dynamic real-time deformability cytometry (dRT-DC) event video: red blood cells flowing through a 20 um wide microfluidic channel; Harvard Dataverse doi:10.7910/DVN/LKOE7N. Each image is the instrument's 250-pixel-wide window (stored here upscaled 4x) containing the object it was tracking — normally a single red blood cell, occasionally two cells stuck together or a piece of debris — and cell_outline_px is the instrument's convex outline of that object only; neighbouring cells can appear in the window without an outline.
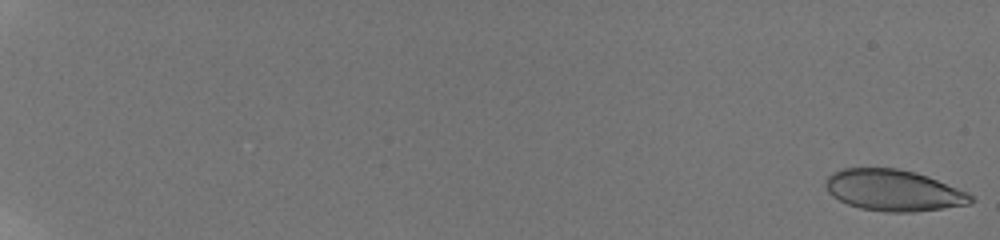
{"species": "human", "species_latin": "Homo sapiens", "temperature_condition": "room temperature", "stored_images_in_passage": 10, "camera_frame_rate_fps": 3000, "um_per_image_px": 0.085, "donor": {"sex": "male"}, "frame": {"image": 1, "passage_image": 1, "time_ms": 0.0, "image_size_px": [1000, 240], "cell_outline_px": [[976, 200], [968, 204], [912, 212], [884, 212], [860, 208], [848, 204], [832, 196], [828, 192], [824, 184], [824, 180], [832, 172], [840, 168], [896, 168], [916, 172], [928, 176], [968, 192]], "centroid_in_image_um": [75.91, 16.17], "position_along_channel_um": 9.1, "area_um2": 35.03}}
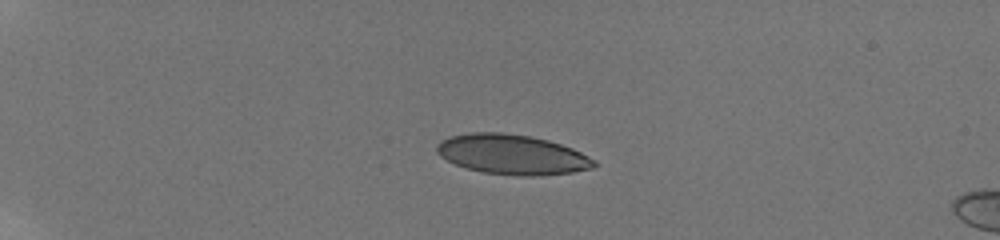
{"frame": {"image": 2, "passage_image": 7, "time_ms": 5.333, "image_size_px": [1000, 240], "cell_outline_px": [[596, 164], [592, 168], [572, 172], [540, 176], [520, 176], [484, 172], [468, 168], [456, 164], [440, 156], [436, 152], [436, 144], [440, 140], [452, 136], [468, 132], [504, 132], [532, 136], [548, 140], [572, 148], [596, 160]], "centroid_in_image_um": [43.53, 13.12], "position_along_channel_um": 41.5, "area_um2": 36.65}}